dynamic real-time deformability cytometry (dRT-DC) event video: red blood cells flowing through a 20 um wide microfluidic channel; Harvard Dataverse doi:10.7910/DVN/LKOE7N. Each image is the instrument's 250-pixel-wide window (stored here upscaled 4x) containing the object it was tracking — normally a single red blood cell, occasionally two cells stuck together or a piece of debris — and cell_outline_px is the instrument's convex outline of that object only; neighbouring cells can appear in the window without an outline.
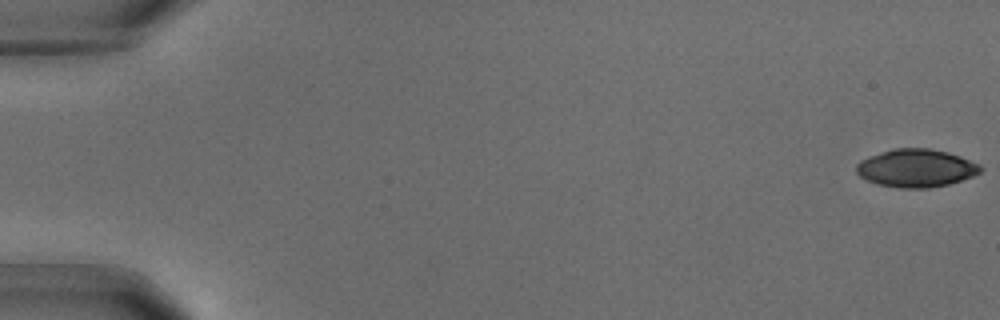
{"species": "common noctule bat (a hibernating species)", "species_latin": "Nyctalus noctula", "temperature_condition": "warm", "stored_images_in_passage": 14, "camera_frame_rate_fps": 3000, "um_per_image_px": 0.085, "animal": {"sex": "male", "body_mass_g": 18.8}, "frame": {"image": 1, "passage_image": 1, "time_ms": 0.0, "image_size_px": [1000, 320], "cell_outline_px": [[984, 168], [980, 172], [972, 176], [948, 184], [928, 188], [900, 188], [876, 184], [860, 176], [856, 172], [856, 164], [860, 160], [868, 156], [896, 148], [928, 148], [948, 152], [960, 156], [980, 164]], "centroid_in_image_um": [77.87, 14.29], "position_along_channel_um": 7.1, "area_um2": 27.46}}